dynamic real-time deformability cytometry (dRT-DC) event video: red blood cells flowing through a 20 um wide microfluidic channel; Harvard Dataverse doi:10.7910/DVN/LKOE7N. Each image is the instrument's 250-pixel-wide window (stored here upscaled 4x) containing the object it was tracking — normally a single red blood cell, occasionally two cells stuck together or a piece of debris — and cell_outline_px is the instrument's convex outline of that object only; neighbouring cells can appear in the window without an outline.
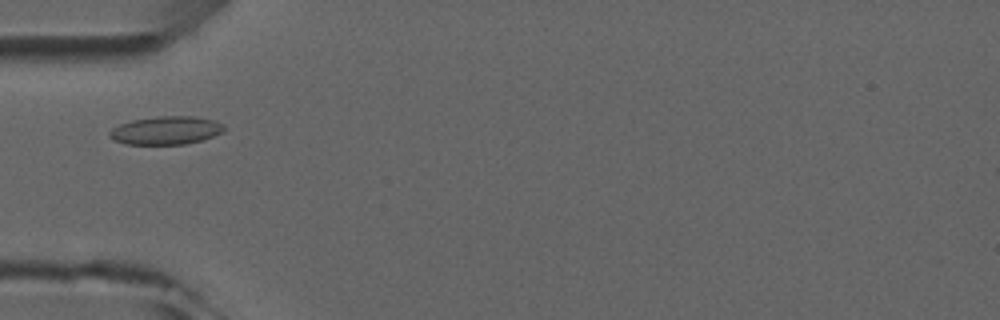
{"species": "common noctule bat (a hibernating species)", "species_latin": "Nyctalus noctula", "temperature_condition": "room temperature", "stored_images_in_passage": 2, "camera_frame_rate_fps": 3000, "um_per_image_px": 0.085, "animal": {"sex": "male", "forearm_length_mm": 52.5}, "frame": {"image": 1, "passage_image": 1, "time_ms": 0.0, "image_size_px": [1000, 320], "cell_outline_px": [[224, 132], [204, 140], [184, 144], [124, 144], [108, 136], [108, 132], [112, 128], [120, 124], [132, 120], [156, 116], [196, 116], [216, 120], [224, 124]], "centroid_in_image_um": [14.15, 11.07], "position_along_channel_um": 70.9, "area_um2": 19.07}}
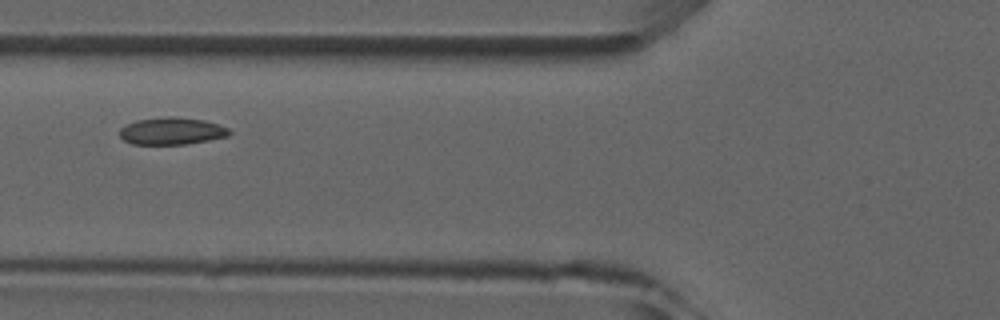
{"frame": {"image": 2, "passage_image": 2, "time_ms": 1.0, "image_size_px": [1000, 320], "cell_outline_px": [[232, 132], [228, 136], [188, 144], [132, 144], [124, 140], [120, 136], [120, 128], [136, 120], [164, 116], [176, 116], [204, 120], [220, 124], [228, 128]], "centroid_in_image_um": [14.62, 11.13], "position_along_channel_um": 111.2, "area_um2": 17.51}}